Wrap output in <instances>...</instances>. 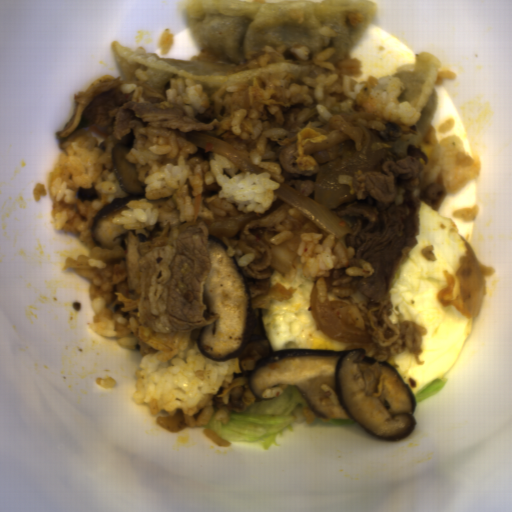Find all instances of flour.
Instances as JSON below:
<instances>
[{
	"label": "flour",
	"mask_w": 512,
	"mask_h": 512,
	"mask_svg": "<svg viewBox=\"0 0 512 512\" xmlns=\"http://www.w3.org/2000/svg\"><path fill=\"white\" fill-rule=\"evenodd\" d=\"M181 10L193 42L224 63L168 59L145 48L128 49L117 40L111 44L123 76L131 64H143L148 78L143 82L165 97L173 78L195 81L209 96L222 86L251 83L259 71H288L297 78H316L323 73L312 60L314 55L333 48L334 55L325 61L338 64L349 58L375 21L378 4L372 0H182ZM350 11L361 13L363 23L350 25L345 16ZM323 25L339 36L319 34ZM282 44L286 45L283 55L287 62L230 73L252 57L263 55L260 49L265 45ZM294 45L310 48L309 61L291 55Z\"/></svg>",
	"instance_id": "flour-1"
},
{
	"label": "flour",
	"mask_w": 512,
	"mask_h": 512,
	"mask_svg": "<svg viewBox=\"0 0 512 512\" xmlns=\"http://www.w3.org/2000/svg\"><path fill=\"white\" fill-rule=\"evenodd\" d=\"M441 63L438 56L430 51H421L411 64L402 65L393 75L403 82L404 92L397 98L406 101L421 112L415 134H405L392 141L391 148L395 155L408 157V145L420 146L433 125L438 101L435 84L440 73Z\"/></svg>",
	"instance_id": "flour-2"
}]
</instances>
